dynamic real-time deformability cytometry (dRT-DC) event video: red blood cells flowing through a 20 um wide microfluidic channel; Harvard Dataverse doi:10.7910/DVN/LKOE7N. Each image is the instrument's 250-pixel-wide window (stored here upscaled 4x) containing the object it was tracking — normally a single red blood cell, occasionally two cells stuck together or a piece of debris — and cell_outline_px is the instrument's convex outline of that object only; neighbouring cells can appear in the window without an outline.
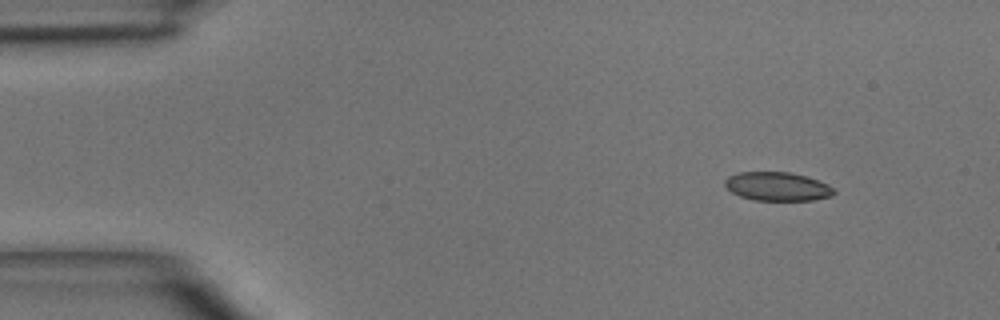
{"species": "common noctule bat (a hibernating species)", "species_latin": "Nyctalus noctula", "temperature_condition": "room temperature", "stored_images_in_passage": 4, "camera_frame_rate_fps": 3000, "um_per_image_px": 0.085, "animal": {"sex": "male", "body_mass_g": 15.6}, "frame": {"image": 1, "passage_image": 1, "time_ms": 0.0, "image_size_px": [1000, 320], "cell_outline_px": [[836, 192], [832, 196], [812, 200], [752, 200], [740, 196], [732, 192], [724, 184], [724, 180], [728, 176], [740, 172], [788, 172], [804, 176], [828, 184]], "centroid_in_image_um": [66.05, 15.85], "position_along_channel_um": 18.9, "area_um2": 18.09}}
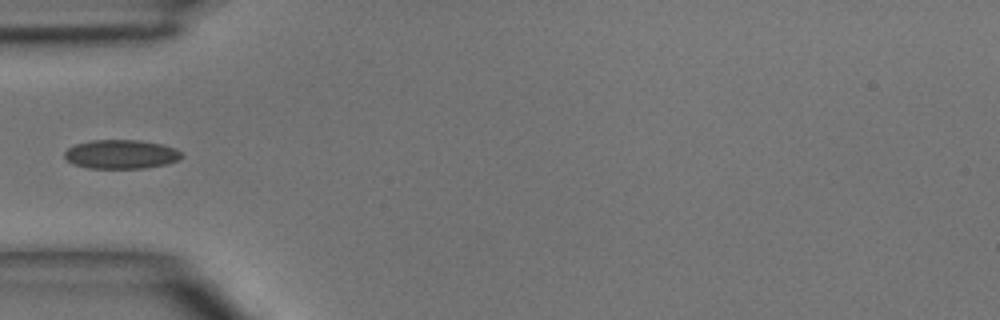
{"frame": {"image": 2, "passage_image": 4, "time_ms": 3.333, "image_size_px": [1000, 320], "cell_outline_px": [[184, 156], [176, 160], [164, 164], [144, 168], [88, 168], [72, 164], [64, 156], [64, 152], [68, 148], [76, 144], [92, 140], [140, 140], [160, 144], [176, 148]], "centroid_in_image_um": [10.27, 13.11], "position_along_channel_um": 74.7, "area_um2": 19.65}}